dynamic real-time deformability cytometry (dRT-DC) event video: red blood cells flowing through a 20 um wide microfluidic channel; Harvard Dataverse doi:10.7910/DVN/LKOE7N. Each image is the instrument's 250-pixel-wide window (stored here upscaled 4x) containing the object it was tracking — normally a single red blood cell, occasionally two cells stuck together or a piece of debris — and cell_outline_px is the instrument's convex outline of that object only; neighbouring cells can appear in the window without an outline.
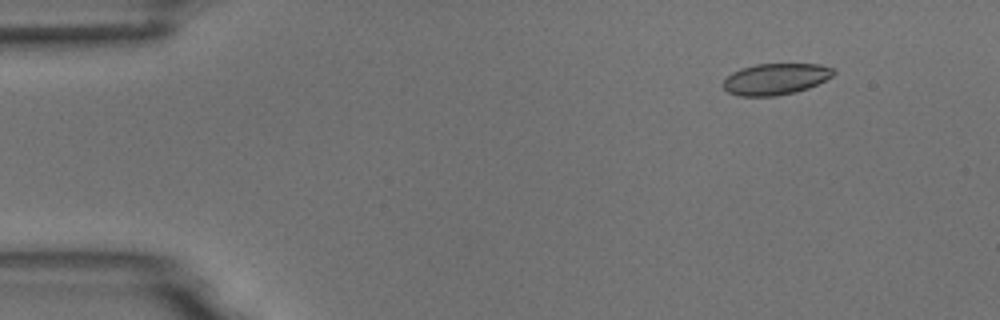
{"species": "common noctule bat (a hibernating species)", "species_latin": "Nyctalus noctula", "temperature_condition": "room temperature", "stored_images_in_passage": 6, "camera_frame_rate_fps": 3000, "um_per_image_px": 0.085, "animal": {"sex": "male", "body_mass_g": 18.8}, "frame": {"image": 1, "passage_image": 2, "time_ms": 1.0, "image_size_px": [1000, 320], "cell_outline_px": [[836, 72], [832, 76], [808, 88], [796, 92], [776, 96], [740, 96], [728, 92], [724, 88], [724, 80], [732, 72], [740, 68], [756, 64], [820, 64], [832, 68]], "centroid_in_image_um": [65.92, 6.71], "position_along_channel_um": 19.1, "area_um2": 20.06}}